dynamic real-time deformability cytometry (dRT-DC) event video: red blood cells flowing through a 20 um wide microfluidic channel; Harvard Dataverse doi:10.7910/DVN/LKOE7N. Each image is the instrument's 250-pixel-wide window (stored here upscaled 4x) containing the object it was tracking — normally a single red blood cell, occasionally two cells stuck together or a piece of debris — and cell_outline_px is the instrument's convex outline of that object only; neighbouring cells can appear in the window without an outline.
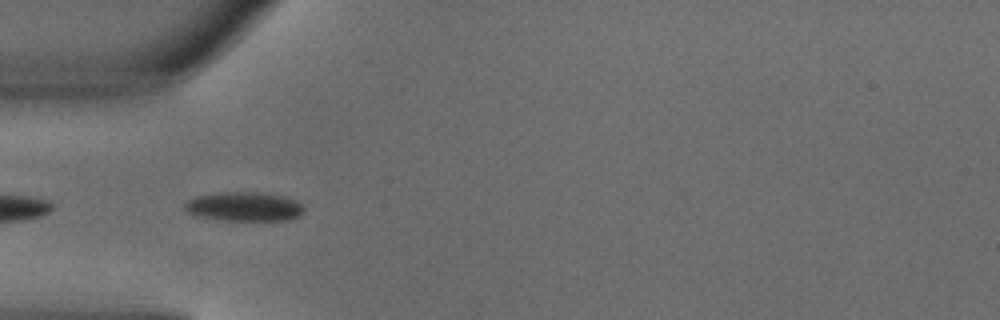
{"species": "common noctule bat (a hibernating species)", "species_latin": "Nyctalus noctula", "temperature_condition": "warm", "stored_images_in_passage": 6, "camera_frame_rate_fps": 3000, "um_per_image_px": 0.085, "animal": {"sex": "male", "body_mass_g": 18.8}, "frame": {"image": 1, "passage_image": 4, "time_ms": 1.0, "image_size_px": [1000, 320], "cell_outline_px": [[304, 212], [300, 216], [288, 220], [224, 220], [200, 216], [188, 212], [184, 208], [184, 204], [188, 200], [196, 196], [216, 192], [260, 192], [284, 196], [296, 200], [304, 204]], "centroid_in_image_um": [20.8, 17.55], "position_along_channel_um": 64.2, "area_um2": 20.4}}
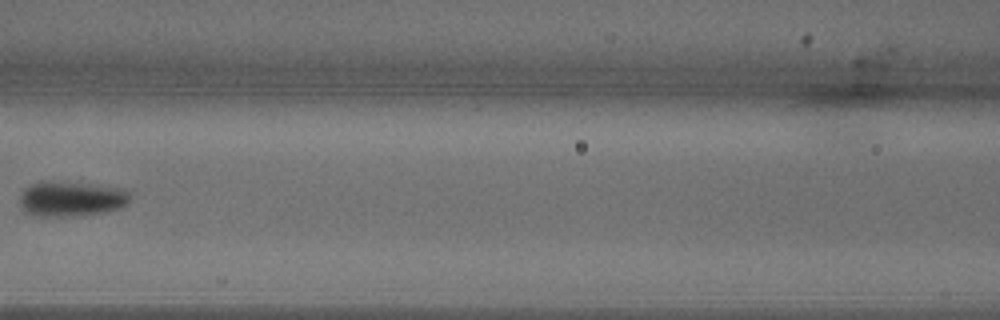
{"frame": {"image": 2, "passage_image": 6, "time_ms": 1.667, "image_size_px": [1000, 320], "cell_outline_px": [[128, 204], [120, 208], [104, 212], [76, 216], [36, 216], [24, 212], [20, 208], [20, 196], [24, 188], [32, 184], [48, 180], [52, 180], [100, 184], [124, 188], [128, 192]], "centroid_in_image_um": [6.04, 16.88], "position_along_channel_um": 160.6, "area_um2": 23.12}}